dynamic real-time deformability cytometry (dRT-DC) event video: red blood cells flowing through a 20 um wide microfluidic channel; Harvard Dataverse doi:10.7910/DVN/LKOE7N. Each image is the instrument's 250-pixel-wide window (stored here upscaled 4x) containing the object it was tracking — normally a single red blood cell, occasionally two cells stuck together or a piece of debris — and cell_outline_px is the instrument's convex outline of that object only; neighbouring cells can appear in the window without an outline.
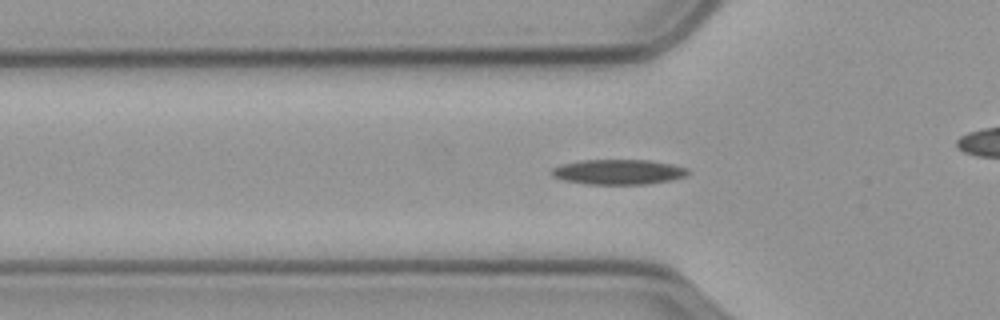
{"species": "common noctule bat (a hibernating species)", "species_latin": "Nyctalus noctula", "temperature_condition": "cold", "stored_images_in_passage": 58, "camera_frame_rate_fps": 3000, "um_per_image_px": 0.085, "animal": {"sex": "male", "body_mass_g": 23.1, "forearm_length_mm": 52.7}, "frame": {"image": 1, "passage_image": 18, "time_ms": 5.667, "image_size_px": [1000, 320], "cell_outline_px": [[688, 172], [684, 176], [668, 180], [644, 184], [588, 184], [564, 180], [552, 176], [552, 168], [560, 164], [580, 160], [652, 160], [672, 164], [688, 168]], "centroid_in_image_um": [52.52, 14.6], "position_along_channel_um": 73.3, "area_um2": 19.77}}
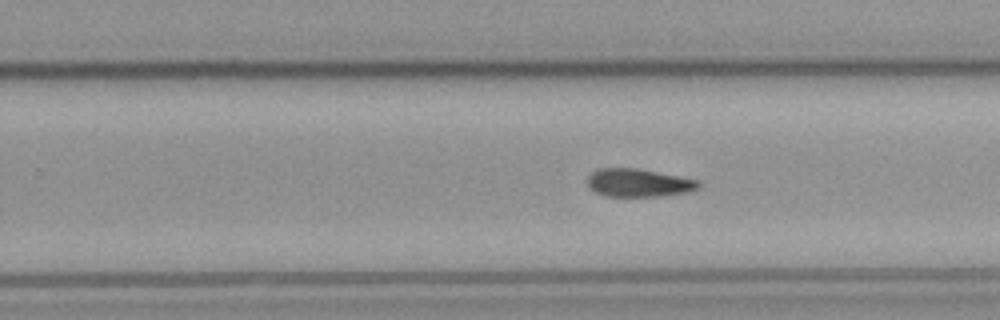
{"frame": {"image": 2, "passage_image": 35, "time_ms": 11.333, "image_size_px": [1000, 320], "cell_outline_px": [[700, 188], [688, 192], [660, 196], [604, 196], [596, 192], [588, 184], [588, 176], [596, 168], [636, 168], [700, 180]], "centroid_in_image_um": [54.3, 15.53], "position_along_channel_um": 275.5, "area_um2": 18.15}}
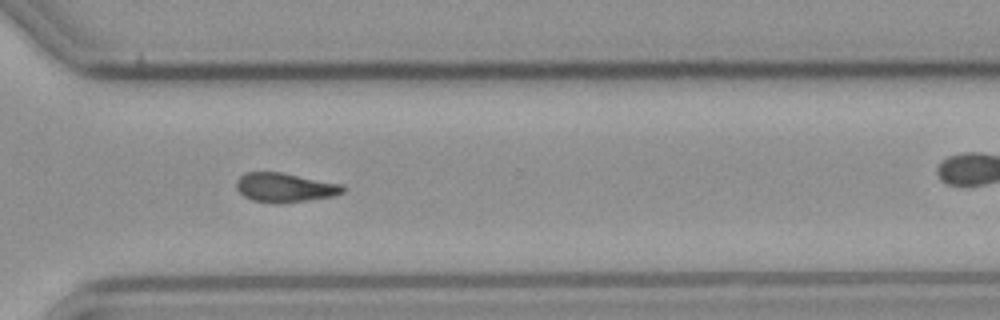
{"frame": {"image": 3, "passage_image": 41, "time_ms": 13.333, "image_size_px": [1000, 320], "cell_outline_px": [[348, 188], [344, 192], [332, 196], [280, 204], [272, 204], [252, 200], [244, 196], [236, 188], [236, 180], [244, 172], [280, 172], [344, 184]], "centroid_in_image_um": [24.22, 15.94], "position_along_channel_um": 346.4, "area_um2": 18.38}, "authors_computed_cell_mechanics": {"area_um2": 18.2937, "velocity_mm_per_s": 3.5468, "shape_relaxation_time_tau1_ms": null, "shape_relaxation_time_tau2_ms": 6.042, "deformation_change_tau1": null, "deformation_change_tau2": 0.1541}}